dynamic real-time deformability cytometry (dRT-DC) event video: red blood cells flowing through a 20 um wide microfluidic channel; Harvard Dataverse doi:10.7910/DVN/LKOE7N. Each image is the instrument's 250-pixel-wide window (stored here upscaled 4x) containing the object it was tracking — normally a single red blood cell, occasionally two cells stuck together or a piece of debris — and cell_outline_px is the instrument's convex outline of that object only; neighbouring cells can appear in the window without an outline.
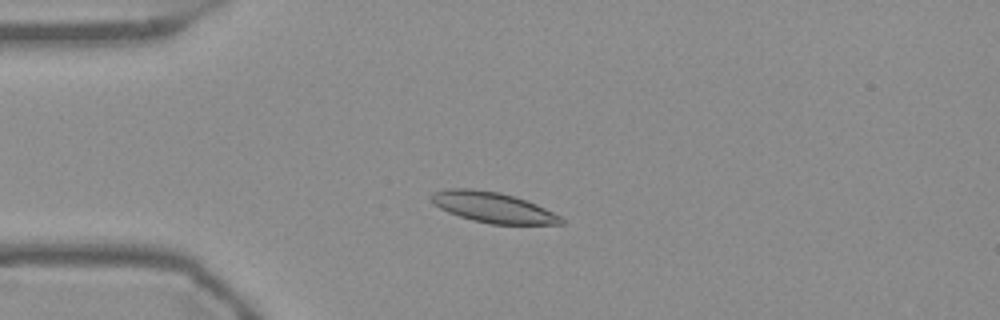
{"species": "Egyptian fruit bat (a non-hibernating species)", "species_latin": "Rousettus aegyptiacus", "temperature_condition": "warm", "stored_images_in_passage": 53, "camera_frame_rate_fps": 3000, "um_per_image_px": 0.085, "frame": {"image": 1, "passage_image": 12, "time_ms": 3.667, "image_size_px": [1000, 320], "cell_outline_px": [[564, 224], [488, 224], [472, 220], [448, 212], [432, 204], [428, 200], [428, 196], [432, 192], [448, 188], [472, 188], [500, 192], [528, 200], [560, 216], [564, 220]], "centroid_in_image_um": [41.83, 17.61], "position_along_channel_um": 43.2, "area_um2": 23.35}}
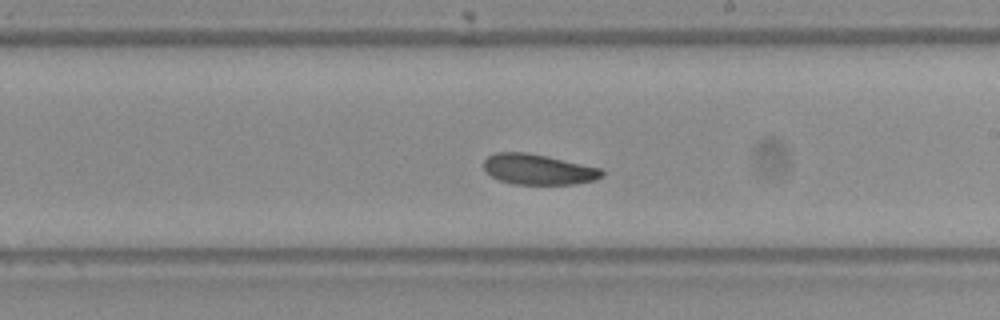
{"frame": {"image": 2, "passage_image": 30, "time_ms": 9.667, "image_size_px": [1000, 320], "cell_outline_px": [[604, 176], [596, 180], [576, 184], [512, 184], [500, 180], [492, 176], [484, 168], [484, 160], [488, 156], [496, 152], [528, 152], [548, 156], [600, 168], [604, 172]], "centroid_in_image_um": [45.77, 14.39], "position_along_channel_um": 243.2, "area_um2": 21.04}}
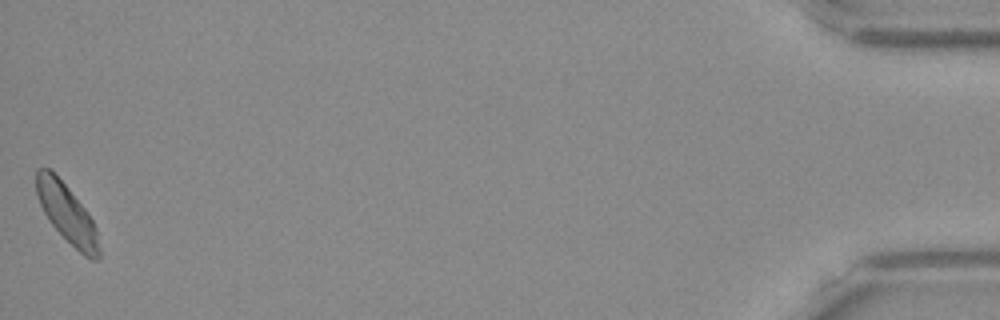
{"frame": {"image": 3, "passage_image": 53, "time_ms": 17.333, "image_size_px": [1000, 320], "cell_outline_px": [[100, 260], [92, 260], [84, 256], [48, 220], [40, 204], [36, 192], [36, 168], [48, 168], [68, 188], [84, 208], [92, 220], [96, 228], [100, 248]], "centroid_in_image_um": [5.7, 18.17], "position_along_channel_um": 429.5, "area_um2": 20.92}, "authors_computed_cell_mechanics": {"area_um2": 21.964, "velocity_mm_per_s": 3.7078, "shape_relaxation_time_tau1_ms": 3.7336, "shape_relaxation_time_tau2_ms": 5.1027, "deformation_change_tau1": 0.0673, "deformation_change_tau2": 0.1113}}